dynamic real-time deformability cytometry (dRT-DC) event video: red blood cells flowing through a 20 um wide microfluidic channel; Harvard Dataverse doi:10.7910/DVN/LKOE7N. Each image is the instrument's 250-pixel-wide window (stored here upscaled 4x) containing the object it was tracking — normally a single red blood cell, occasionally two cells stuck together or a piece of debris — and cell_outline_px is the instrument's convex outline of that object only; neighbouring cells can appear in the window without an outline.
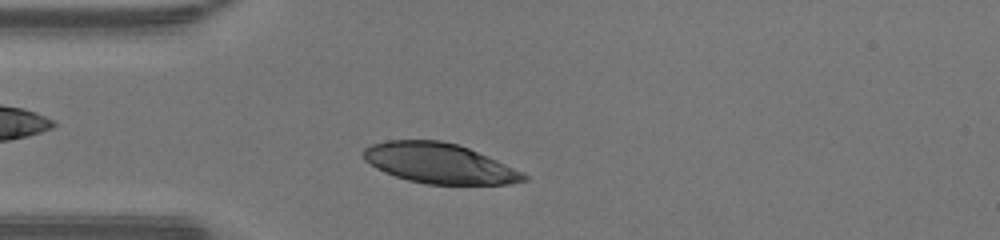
{"species": "human", "species_latin": "Homo sapiens", "temperature_condition": "warm", "stored_images_in_passage": 36, "camera_frame_rate_fps": 3000, "um_per_image_px": 0.085, "donor": {"sex": "male"}, "frame": {"image": 1, "passage_image": 5, "time_ms": 1.333, "image_size_px": [1000, 240], "cell_outline_px": [[528, 180], [512, 184], [424, 184], [408, 180], [384, 172], [376, 168], [364, 160], [364, 148], [372, 144], [388, 140], [440, 140], [456, 144], [468, 148], [488, 156], [524, 172], [528, 176]], "centroid_in_image_um": [37.36, 13.89], "position_along_channel_um": 47.6, "area_um2": 37.45}}
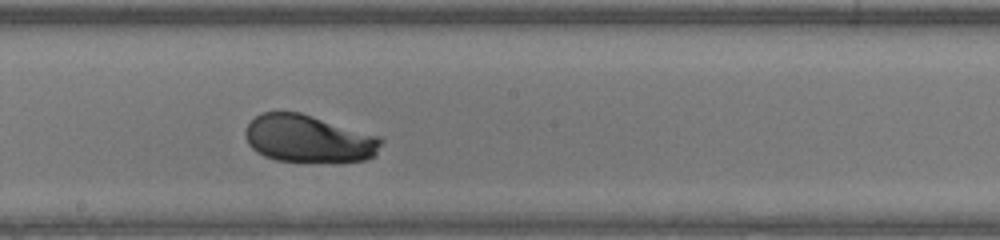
{"frame": {"image": 2, "passage_image": 18, "time_ms": 5.667, "image_size_px": [1000, 240], "cell_outline_px": [[384, 140], [376, 152], [372, 156], [364, 160], [276, 160], [264, 156], [256, 152], [248, 144], [244, 136], [244, 128], [256, 116], [264, 112], [300, 112], [380, 136]], "centroid_in_image_um": [26.18, 11.76], "position_along_channel_um": 222.0, "area_um2": 36.99}}
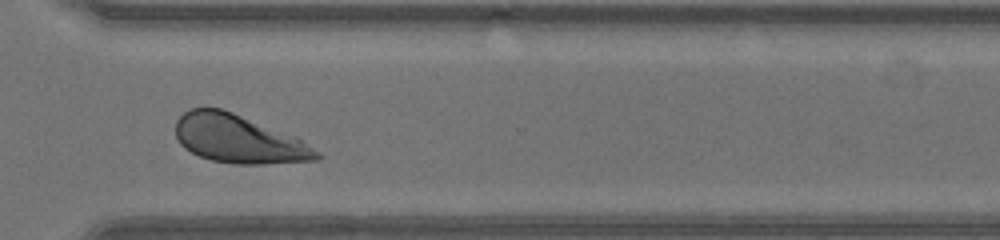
{"frame": {"image": 3, "passage_image": 27, "time_ms": 8.667, "image_size_px": [1000, 240], "cell_outline_px": [[320, 160], [264, 164], [236, 164], [212, 160], [200, 156], [184, 148], [180, 144], [176, 136], [176, 120], [184, 112], [192, 108], [220, 108], [232, 112], [296, 136], [320, 152]], "centroid_in_image_um": [20.3, 11.82], "position_along_channel_um": 350.3, "area_um2": 39.59}, "authors_computed_cell_mechanics": {"area_um2": 39.1595, "velocity_mm_per_s": 4.2885, "shape_relaxation_time_tau1_ms": 2.1541, "shape_relaxation_time_tau2_ms": null, "deformation_change_tau1": 0.1376, "deformation_change_tau2": null}}